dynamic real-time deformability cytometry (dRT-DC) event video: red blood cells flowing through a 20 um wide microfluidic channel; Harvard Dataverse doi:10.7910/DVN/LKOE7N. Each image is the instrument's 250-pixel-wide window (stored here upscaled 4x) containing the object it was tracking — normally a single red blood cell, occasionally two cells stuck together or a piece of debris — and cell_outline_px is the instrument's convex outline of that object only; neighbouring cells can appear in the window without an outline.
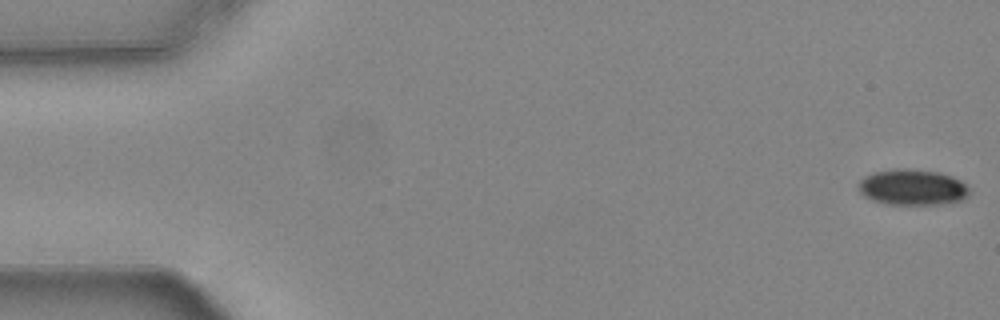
{"species": "common noctule bat (a hibernating species)", "species_latin": "Nyctalus noctula", "temperature_condition": "warm", "stored_images_in_passage": 55, "camera_frame_rate_fps": 3000, "um_per_image_px": 0.085, "animal": {"sex": "female", "body_mass_g": 24.6, "forearm_length_mm": 56.2}, "frame": {"image": 1, "passage_image": 1, "time_ms": 0.0, "image_size_px": [1000, 320], "cell_outline_px": [[968, 196], [964, 200], [940, 204], [884, 204], [872, 200], [864, 196], [860, 192], [860, 180], [864, 176], [872, 172], [896, 168], [908, 168], [940, 172], [952, 176], [960, 180], [968, 188]], "centroid_in_image_um": [77.55, 15.91], "position_along_channel_um": 7.4, "area_um2": 23.29}}
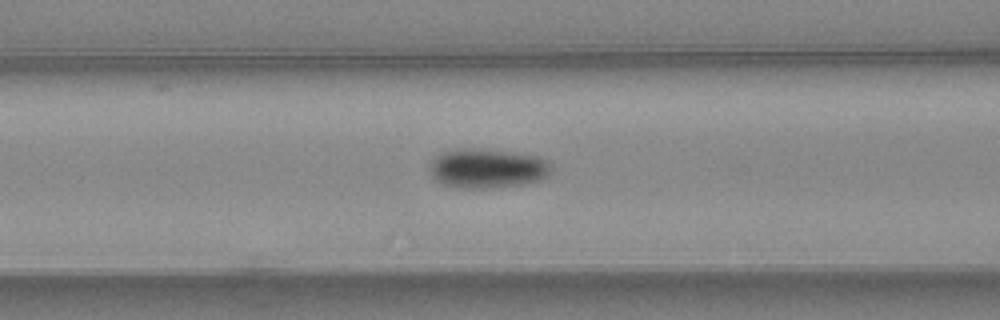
{"frame": {"image": 2, "passage_image": 22, "time_ms": 7.0, "image_size_px": [1000, 320], "cell_outline_px": [[552, 168], [548, 176], [540, 180], [524, 184], [500, 188], [456, 188], [444, 184], [436, 180], [432, 176], [428, 168], [428, 164], [436, 156], [444, 152], [456, 148], [476, 148], [512, 152], [536, 156], [552, 164]], "centroid_in_image_um": [41.4, 14.32], "position_along_channel_um": 125.2, "area_um2": 28.32}}
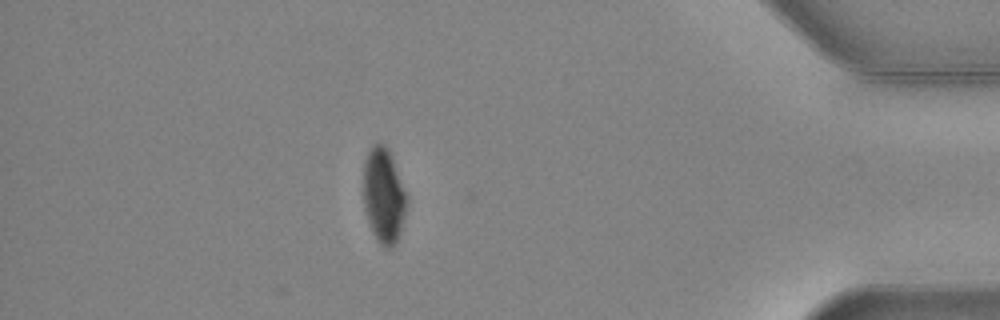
{"frame": {"image": 3, "passage_image": 48, "time_ms": 15.667, "image_size_px": [1000, 320], "cell_outline_px": [[408, 204], [400, 232], [396, 244], [392, 248], [384, 248], [380, 244], [372, 232], [364, 208], [364, 160], [372, 144], [384, 144], [388, 148], [408, 196]], "centroid_in_image_um": [32.63, 16.65], "position_along_channel_um": 402.6, "area_um2": 24.16}, "authors_computed_cell_mechanics": {"area_um2": 25.5476, "velocity_mm_per_s": 3.7414, "shape_relaxation_time_tau1_ms": 4.6205, "shape_relaxation_time_tau2_ms": null, "deformation_change_tau1": 0.1046, "deformation_change_tau2": null}}